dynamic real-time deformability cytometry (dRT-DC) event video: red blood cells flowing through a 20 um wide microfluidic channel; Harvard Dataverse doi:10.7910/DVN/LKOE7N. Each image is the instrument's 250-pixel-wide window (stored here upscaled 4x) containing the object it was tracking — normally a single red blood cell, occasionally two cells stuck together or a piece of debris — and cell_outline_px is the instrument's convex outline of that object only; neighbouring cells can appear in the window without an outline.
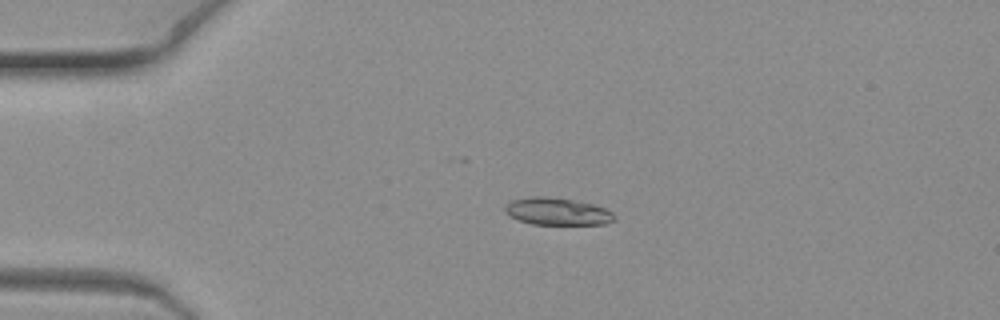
{"species": "common noctule bat (a hibernating species)", "species_latin": "Nyctalus noctula", "temperature_condition": "warm", "stored_images_in_passage": 5, "camera_frame_rate_fps": 3000, "um_per_image_px": 0.085, "animal": {"sex": "female", "body_mass_g": 19.3, "forearm_length_mm": 54.1}, "frame": {"image": 1, "passage_image": 2, "time_ms": 0.333, "image_size_px": [1000, 320], "cell_outline_px": [[616, 220], [608, 224], [532, 224], [508, 216], [504, 212], [504, 204], [512, 200], [532, 196], [544, 196], [572, 200], [592, 204], [604, 208], [612, 212], [616, 216]], "centroid_in_image_um": [47.35, 17.98], "position_along_channel_um": 37.7, "area_um2": 17.46}}
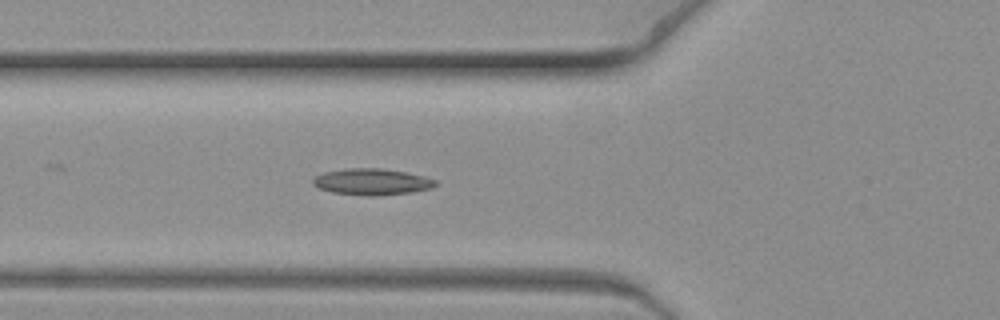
{"frame": {"image": 2, "passage_image": 5, "time_ms": 1.333, "image_size_px": [1000, 320], "cell_outline_px": [[440, 184], [432, 188], [412, 192], [372, 196], [368, 196], [332, 192], [316, 188], [312, 184], [312, 180], [316, 176], [324, 172], [348, 168], [384, 168], [408, 172], [424, 176], [436, 180]], "centroid_in_image_um": [31.63, 15.45], "position_along_channel_um": 94.2, "area_um2": 19.07}}